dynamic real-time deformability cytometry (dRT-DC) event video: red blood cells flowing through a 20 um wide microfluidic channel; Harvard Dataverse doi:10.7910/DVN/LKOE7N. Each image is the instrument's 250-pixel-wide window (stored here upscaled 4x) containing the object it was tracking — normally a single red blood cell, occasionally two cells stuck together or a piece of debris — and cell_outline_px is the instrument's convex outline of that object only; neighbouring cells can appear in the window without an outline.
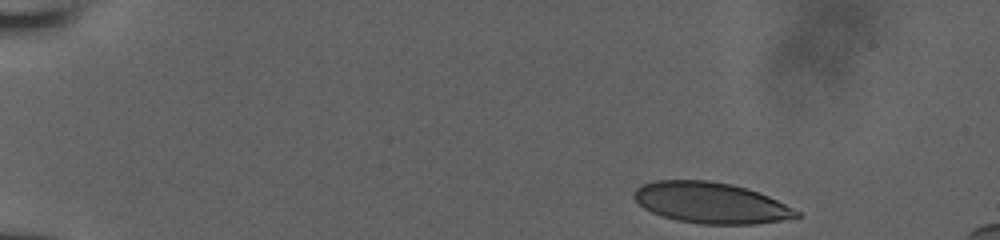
{"species": "human", "species_latin": "Homo sapiens", "temperature_condition": "room temperature", "stored_images_in_passage": 39, "camera_frame_rate_fps": 3000, "um_per_image_px": 0.085, "donor": {"sex": "male"}, "frame": {"image": 1, "passage_image": 1, "time_ms": 0.0, "image_size_px": [1000, 240], "cell_outline_px": [[800, 216], [780, 220], [756, 224], [700, 224], [676, 220], [652, 212], [644, 208], [632, 196], [632, 192], [640, 184], [656, 180], [708, 180], [732, 184], [768, 196], [800, 212]], "centroid_in_image_um": [60.36, 17.23], "position_along_channel_um": 24.6, "area_um2": 38.55}}
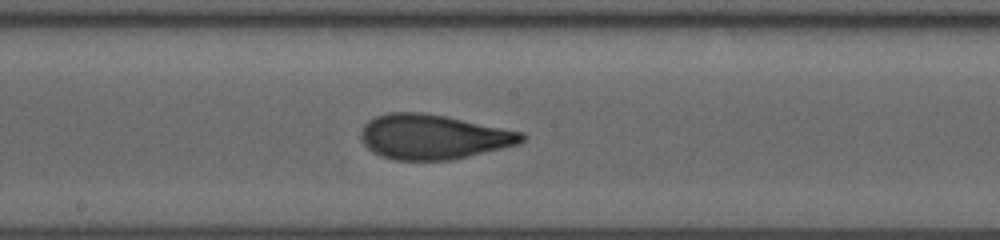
{"frame": {"image": 2, "passage_image": 23, "time_ms": 7.333, "image_size_px": [1000, 240], "cell_outline_px": [[528, 136], [520, 144], [452, 160], [396, 160], [380, 156], [372, 152], [360, 140], [360, 132], [364, 124], [368, 120], [376, 116], [388, 112], [424, 112], [524, 132]], "centroid_in_image_um": [36.81, 11.63], "position_along_channel_um": 211.4, "area_um2": 42.25}}
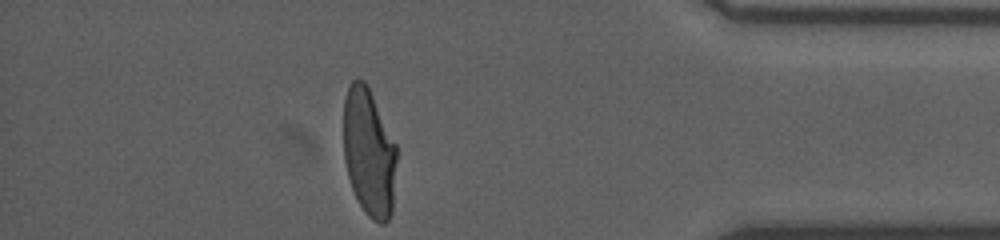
{"frame": {"image": 3, "passage_image": 39, "time_ms": 12.667, "image_size_px": [1000, 240], "cell_outline_px": [[396, 160], [392, 212], [388, 220], [384, 224], [380, 224], [372, 220], [364, 212], [352, 188], [348, 176], [344, 160], [344, 100], [348, 88], [352, 80], [356, 76], [364, 80], [396, 144]], "centroid_in_image_um": [31.35, 12.98], "position_along_channel_um": 403.8, "area_um2": 39.48}}